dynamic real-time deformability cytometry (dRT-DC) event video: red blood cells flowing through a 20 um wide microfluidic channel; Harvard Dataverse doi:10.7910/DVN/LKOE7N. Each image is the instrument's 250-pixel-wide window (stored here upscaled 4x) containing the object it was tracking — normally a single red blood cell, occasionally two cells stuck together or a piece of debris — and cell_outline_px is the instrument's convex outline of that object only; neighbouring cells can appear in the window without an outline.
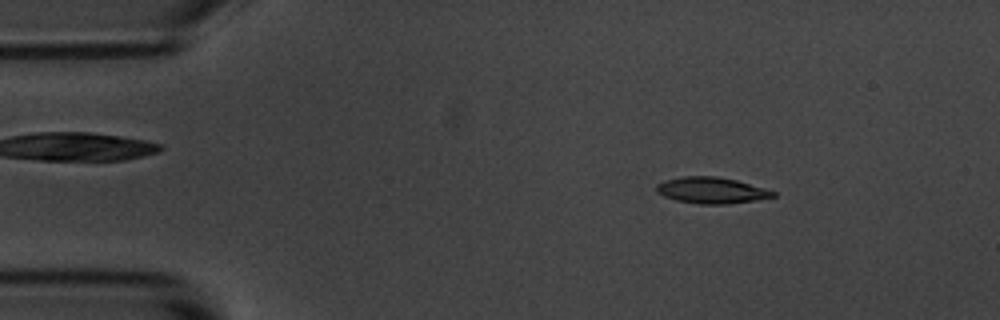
{"species": "common noctule bat (a hibernating species)", "species_latin": "Nyctalus noctula", "temperature_condition": "room temperature", "stored_images_in_passage": 5, "segment_of_instrument_passage": [1, 2], "camera_frame_rate_fps": 3000, "um_per_image_px": 0.085, "animal": {"sex": "male", "body_mass_g": 20.1, "forearm_length_mm": 53.5}, "frame": {"image": 1, "passage_image": 2, "time_ms": 1.333, "image_size_px": [1000, 320], "cell_outline_px": [[776, 196], [756, 200], [728, 204], [700, 204], [676, 200], [664, 196], [656, 192], [656, 184], [664, 180], [684, 176], [716, 176], [736, 180], [764, 188], [776, 192]], "centroid_in_image_um": [60.46, 16.18], "position_along_channel_um": 24.5, "area_um2": 17.8}}